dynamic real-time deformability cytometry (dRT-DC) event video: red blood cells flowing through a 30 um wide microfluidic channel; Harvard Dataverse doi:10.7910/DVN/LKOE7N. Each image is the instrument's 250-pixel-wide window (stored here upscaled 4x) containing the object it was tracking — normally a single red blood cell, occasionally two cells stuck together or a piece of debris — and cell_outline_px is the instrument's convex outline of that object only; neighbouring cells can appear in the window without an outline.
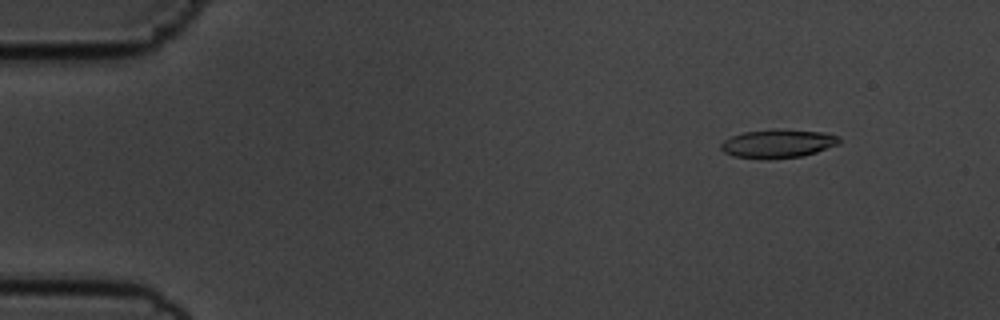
{"species": "common noctule bat (a hibernating species)", "species_latin": "Nyctalus noctula", "temperature_condition": "cold", "stored_images_in_passage": 55, "camera_frame_rate_fps": 3000, "um_per_image_px": 0.085, "animal": {"sex": "male", "body_mass_g": 19.5, "forearm_length_mm": 54.6}, "frame": {"image": 1, "passage_image": 6, "time_ms": 1.667, "image_size_px": [1000, 320], "cell_outline_px": [[840, 144], [804, 156], [768, 160], [764, 160], [732, 156], [724, 152], [720, 148], [720, 144], [724, 140], [732, 136], [744, 132], [776, 128], [824, 132], [840, 136]], "centroid_in_image_um": [66.13, 12.21], "position_along_channel_um": 18.9, "area_um2": 20.17}}
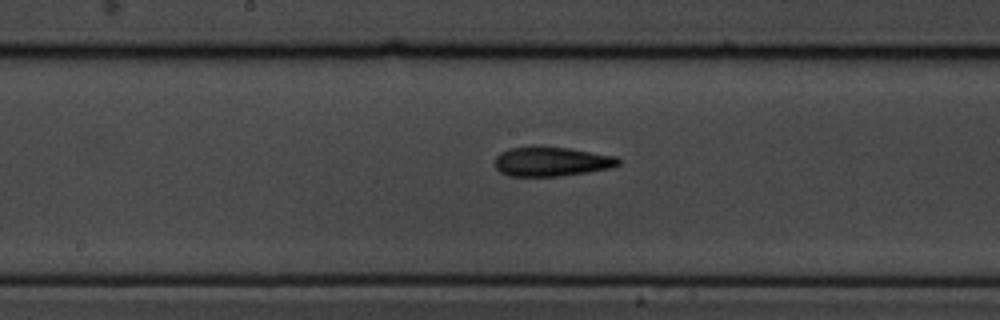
{"frame": {"image": 2, "passage_image": 29, "time_ms": 9.333, "image_size_px": [1000, 320], "cell_outline_px": [[620, 164], [612, 168], [588, 172], [560, 176], [508, 176], [500, 172], [496, 168], [496, 156], [500, 152], [508, 148], [532, 144], [536, 144], [568, 148], [616, 156], [620, 160]], "centroid_in_image_um": [46.85, 13.7], "position_along_channel_um": 201.4, "area_um2": 21.73}}
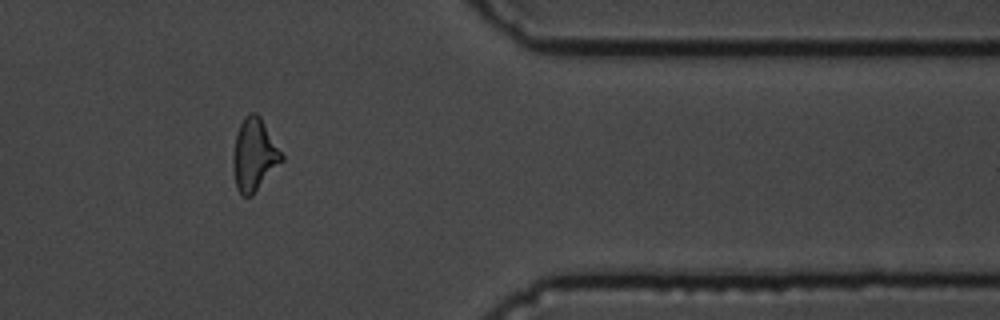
{"frame": {"image": 3, "passage_image": 46, "time_ms": 15.0, "image_size_px": [1000, 320], "cell_outline_px": [[284, 160], [252, 196], [240, 196], [236, 188], [232, 164], [232, 156], [236, 132], [244, 116], [248, 112], [256, 112], [260, 116], [284, 156]], "centroid_in_image_um": [21.59, 13.17], "position_along_channel_um": 389.8, "area_um2": 20.81}, "authors_computed_cell_mechanics": {"area_um2": 20.3456, "velocity_mm_per_s": 3.6299, "shape_relaxation_time_tau1_ms": 3.9486, "shape_relaxation_time_tau2_ms": 3.6683, "deformation_change_tau1": 0.1531, "deformation_change_tau2": 0.1399}}